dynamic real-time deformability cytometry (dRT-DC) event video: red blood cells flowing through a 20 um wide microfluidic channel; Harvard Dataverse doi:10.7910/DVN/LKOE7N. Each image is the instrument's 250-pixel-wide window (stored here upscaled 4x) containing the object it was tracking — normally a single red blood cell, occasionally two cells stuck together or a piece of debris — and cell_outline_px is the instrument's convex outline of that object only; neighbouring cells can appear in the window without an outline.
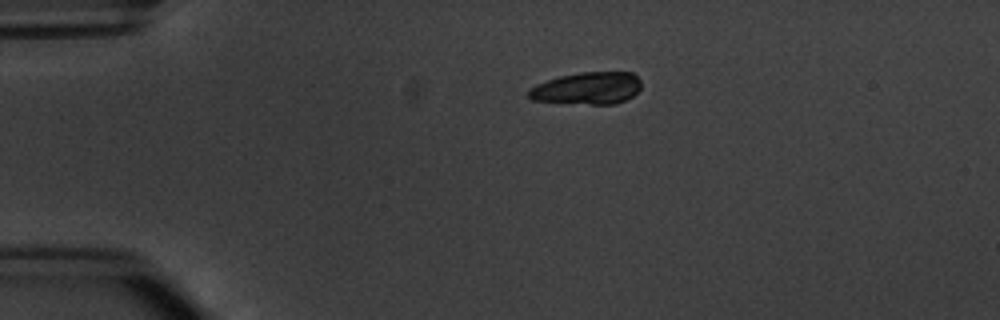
{"species": "common noctule bat (a hibernating species)", "species_latin": "Nyctalus noctula", "temperature_condition": "warm", "stored_images_in_passage": 4, "camera_frame_rate_fps": 3000, "um_per_image_px": 0.085, "animal": {"sex": "male", "body_mass_g": 20.1, "forearm_length_mm": 53.5}, "frame": {"image": 1, "passage_image": 1, "time_ms": 0.0, "image_size_px": [1000, 320], "cell_outline_px": [[640, 88], [632, 96], [616, 104], [592, 104], [532, 100], [528, 96], [528, 92], [536, 84], [560, 76], [580, 72], [632, 72], [640, 80]], "centroid_in_image_um": [49.94, 7.49], "position_along_channel_um": 35.1, "area_um2": 20.87}}
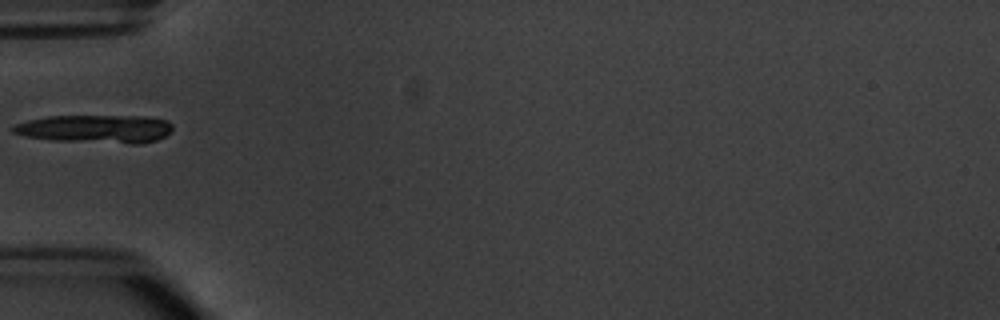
{"frame": {"image": 2, "passage_image": 3, "time_ms": 2.333, "image_size_px": [1000, 320], "cell_outline_px": [[172, 132], [156, 140], [140, 144], [128, 144], [52, 140], [24, 136], [12, 132], [12, 128], [16, 124], [28, 120], [48, 116], [144, 116], [168, 120], [172, 124]], "centroid_in_image_um": [8.16, 10.96], "position_along_channel_um": 76.8, "area_um2": 26.41}}